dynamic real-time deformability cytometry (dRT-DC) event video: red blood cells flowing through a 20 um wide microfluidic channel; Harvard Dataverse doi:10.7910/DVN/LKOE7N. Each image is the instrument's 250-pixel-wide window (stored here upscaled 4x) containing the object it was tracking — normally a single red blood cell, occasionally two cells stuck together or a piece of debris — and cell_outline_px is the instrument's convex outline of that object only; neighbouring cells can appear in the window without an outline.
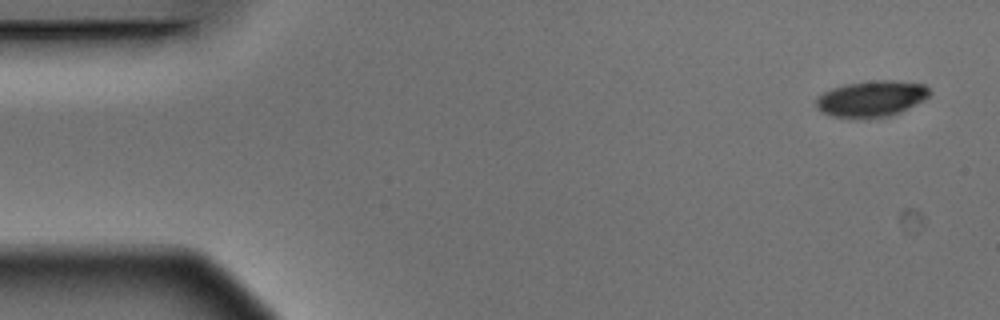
{"species": "Egyptian fruit bat (a non-hibernating species)", "species_latin": "Rousettus aegyptiacus", "temperature_condition": "warm", "stored_images_in_passage": 8, "camera_frame_rate_fps": 3000, "um_per_image_px": 0.085, "animal": {"sex": "male"}, "frame": {"image": 1, "passage_image": 1, "time_ms": 0.0, "image_size_px": [1000, 320], "cell_outline_px": [[932, 92], [924, 100], [900, 112], [888, 116], [832, 116], [816, 108], [816, 96], [832, 88], [844, 84], [872, 80], [896, 80], [924, 84]], "centroid_in_image_um": [74.09, 8.34], "position_along_channel_um": 10.9, "area_um2": 23.47}}
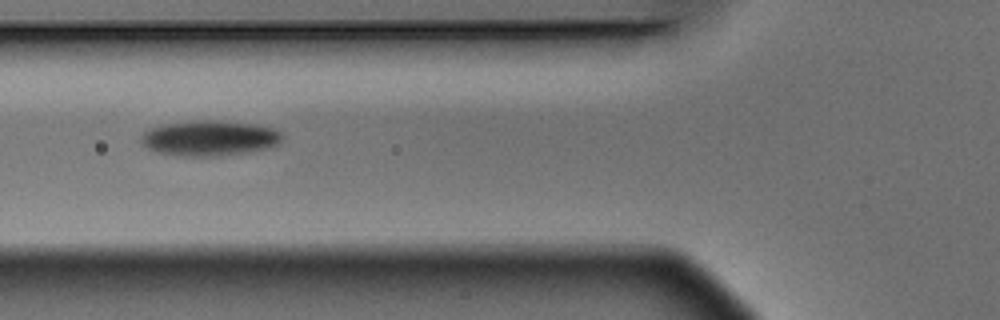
{"frame": {"image": 2, "passage_image": 6, "time_ms": 1.667, "image_size_px": [1000, 320], "cell_outline_px": [[284, 136], [280, 144], [272, 148], [252, 152], [224, 156], [180, 156], [156, 152], [148, 148], [140, 140], [140, 136], [144, 132], [152, 128], [164, 124], [200, 120], [216, 120], [256, 124], [276, 128]], "centroid_in_image_um": [17.9, 11.75], "position_along_channel_um": 107.9, "area_um2": 29.59}}
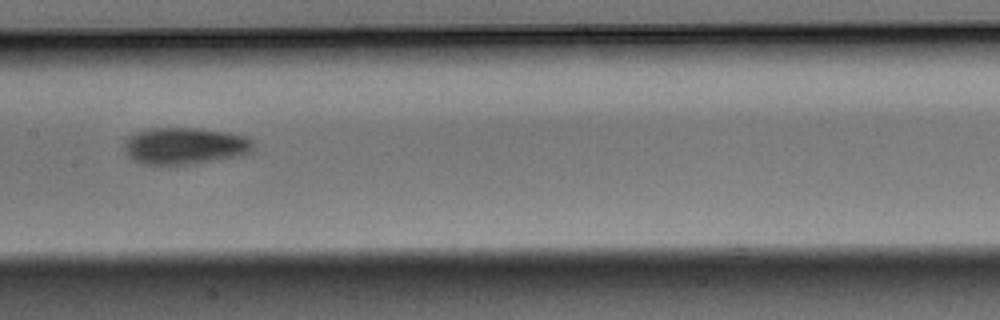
{"frame": {"image": 3, "passage_image": 8, "time_ms": 2.333, "image_size_px": [1000, 320], "cell_outline_px": [[256, 140], [252, 152], [240, 156], [196, 164], [144, 164], [132, 160], [124, 152], [124, 144], [128, 136], [144, 128], [200, 128], [228, 132], [244, 136]], "centroid_in_image_um": [15.74, 12.4], "position_along_channel_um": 191.7, "area_um2": 28.26}}